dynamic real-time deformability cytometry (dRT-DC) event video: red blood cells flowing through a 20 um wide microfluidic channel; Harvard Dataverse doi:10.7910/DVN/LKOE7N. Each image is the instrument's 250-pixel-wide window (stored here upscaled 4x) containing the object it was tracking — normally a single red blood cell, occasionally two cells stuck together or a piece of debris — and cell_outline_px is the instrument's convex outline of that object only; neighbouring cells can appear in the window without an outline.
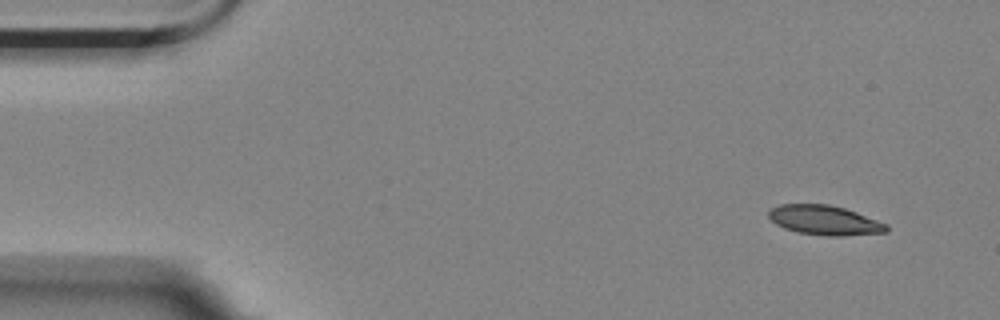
{"species": "Egyptian fruit bat (a non-hibernating species)", "species_latin": "Rousettus aegyptiacus", "temperature_condition": "room temperature", "stored_images_in_passage": 9, "camera_frame_rate_fps": 3000, "um_per_image_px": 0.085, "animal": {"sex": "female"}, "frame": {"image": 1, "passage_image": 1, "time_ms": 0.0, "image_size_px": [1000, 320], "cell_outline_px": [[888, 232], [840, 236], [828, 236], [796, 232], [784, 228], [776, 224], [768, 216], [768, 212], [772, 208], [780, 204], [828, 204], [844, 208], [856, 212], [888, 224]], "centroid_in_image_um": [70.09, 18.72], "position_along_channel_um": 14.9, "area_um2": 20.29}}
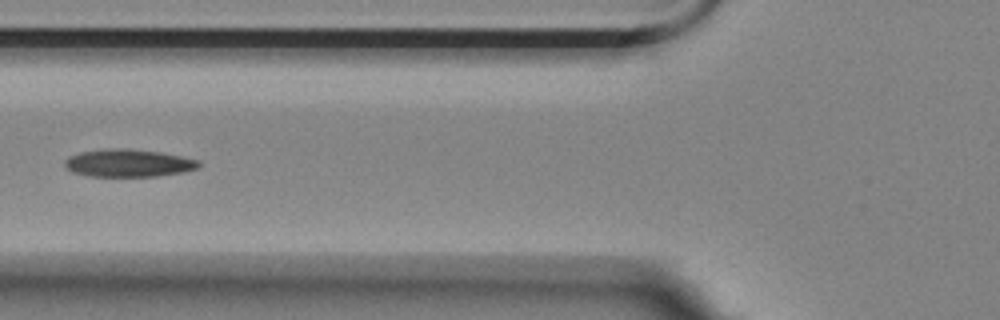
{"frame": {"image": 2, "passage_image": 6, "time_ms": 1.667, "image_size_px": [1000, 320], "cell_outline_px": [[200, 164], [196, 168], [180, 172], [156, 176], [88, 176], [72, 172], [64, 164], [64, 160], [68, 156], [80, 152], [108, 148], [124, 148], [160, 152], [200, 160]], "centroid_in_image_um": [10.86, 13.85], "position_along_channel_um": 114.9, "area_um2": 21.44}}
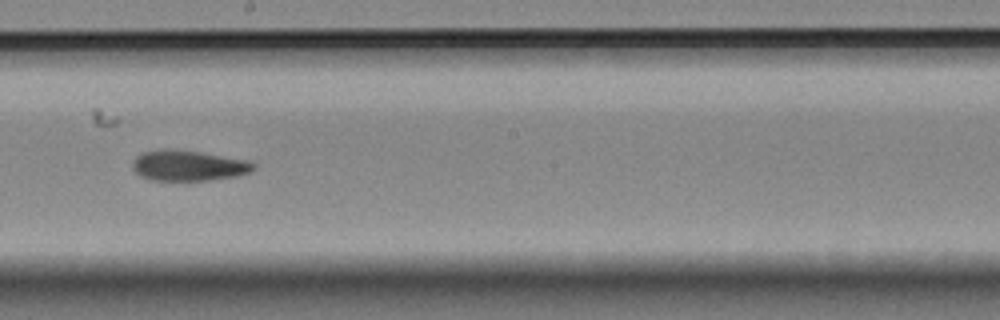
{"frame": {"image": 3, "passage_image": 9, "time_ms": 2.667, "image_size_px": [1000, 320], "cell_outline_px": [[256, 168], [248, 172], [236, 176], [208, 180], [152, 180], [140, 176], [132, 168], [132, 160], [140, 152], [160, 148], [172, 148], [200, 152], [248, 160], [256, 164]], "centroid_in_image_um": [15.96, 14.05], "position_along_channel_um": 232.2, "area_um2": 21.79}}